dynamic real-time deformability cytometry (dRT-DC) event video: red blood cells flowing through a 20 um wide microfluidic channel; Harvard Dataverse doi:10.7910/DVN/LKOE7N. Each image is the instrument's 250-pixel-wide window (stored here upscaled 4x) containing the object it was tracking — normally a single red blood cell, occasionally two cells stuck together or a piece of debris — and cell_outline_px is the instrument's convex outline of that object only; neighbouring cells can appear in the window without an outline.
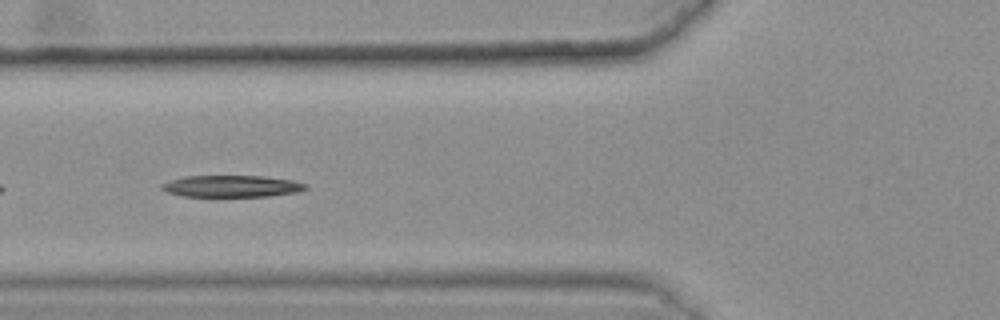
{"species": "common noctule bat (a hibernating species)", "species_latin": "Nyctalus noctula", "temperature_condition": "warm", "stored_images_in_passage": 29, "camera_frame_rate_fps": 3000, "um_per_image_px": 0.085, "animal": {"sex": "female", "body_mass_g": 25.1}, "frame": {"image": 1, "passage_image": 5, "time_ms": 1.333, "image_size_px": [1000, 320], "cell_outline_px": [[308, 188], [300, 192], [268, 196], [184, 196], [168, 192], [160, 188], [160, 184], [168, 180], [184, 176], [264, 176], [292, 180], [308, 184]], "centroid_in_image_um": [19.71, 15.82], "position_along_channel_um": 106.1, "area_um2": 18.32}, "authors_computed_cell_mechanics": {"area_um2": 18.7272, "velocity_mm_per_s": 3.5967, "shape_relaxation_time_tau1_ms": 7.6692, "shape_relaxation_time_tau2_ms": null, "deformation_change_tau1": 0.2051, "deformation_change_tau2": null}}